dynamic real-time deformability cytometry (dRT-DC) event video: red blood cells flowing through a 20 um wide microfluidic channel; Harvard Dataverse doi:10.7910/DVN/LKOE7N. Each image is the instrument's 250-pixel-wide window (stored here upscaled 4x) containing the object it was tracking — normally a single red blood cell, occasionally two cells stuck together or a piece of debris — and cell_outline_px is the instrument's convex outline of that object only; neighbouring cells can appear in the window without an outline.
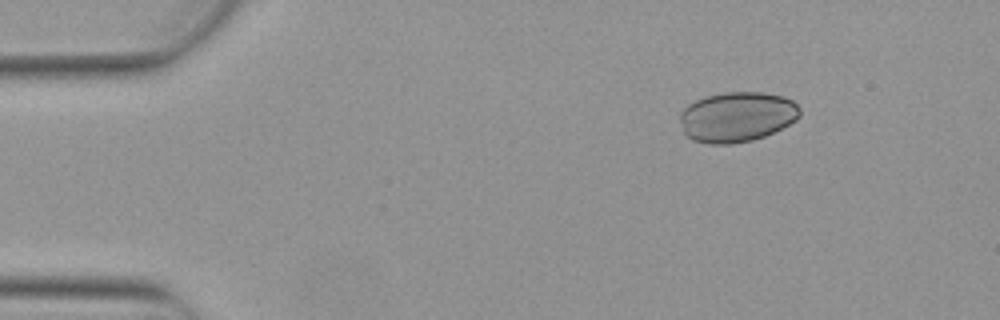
{"species": "Egyptian fruit bat (a non-hibernating species)", "species_latin": "Rousettus aegyptiacus", "temperature_condition": "warm", "stored_images_in_passage": 5, "camera_frame_rate_fps": 3000, "um_per_image_px": 0.085, "animal": {"sex": "female"}, "frame": {"image": 1, "passage_image": 2, "time_ms": 0.333, "image_size_px": [1000, 320], "cell_outline_px": [[800, 116], [796, 120], [764, 136], [752, 140], [732, 144], [708, 144], [692, 140], [684, 132], [680, 120], [680, 112], [688, 104], [696, 100], [708, 96], [724, 92], [764, 92], [784, 96], [792, 100], [800, 108]], "centroid_in_image_um": [62.64, 9.93], "position_along_channel_um": 22.4, "area_um2": 35.03}}